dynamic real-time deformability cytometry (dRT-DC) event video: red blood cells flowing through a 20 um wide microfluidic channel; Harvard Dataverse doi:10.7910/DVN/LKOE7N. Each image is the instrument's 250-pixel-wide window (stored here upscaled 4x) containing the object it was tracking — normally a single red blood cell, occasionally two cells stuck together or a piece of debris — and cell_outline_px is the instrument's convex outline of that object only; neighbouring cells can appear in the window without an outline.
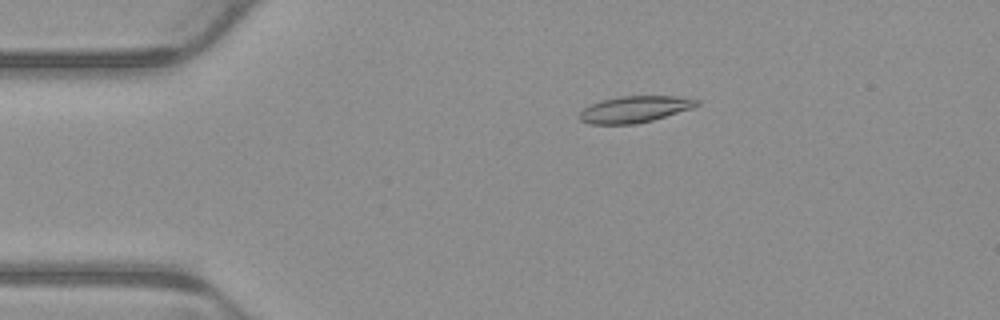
{"species": "common noctule bat (a hibernating species)", "species_latin": "Nyctalus noctula", "temperature_condition": "warm", "stored_images_in_passage": 4, "camera_frame_rate_fps": 3000, "um_per_image_px": 0.085, "animal": {"sex": "male", "body_mass_g": 23.1, "forearm_length_mm": 52.7}, "frame": {"image": 1, "passage_image": 2, "time_ms": 0.333, "image_size_px": [1000, 320], "cell_outline_px": [[700, 104], [692, 108], [652, 120], [636, 124], [588, 124], [580, 120], [580, 112], [584, 108], [592, 104], [604, 100], [620, 96], [676, 96], [700, 100]], "centroid_in_image_um": [53.96, 9.29], "position_along_channel_um": 31.0, "area_um2": 17.92}}
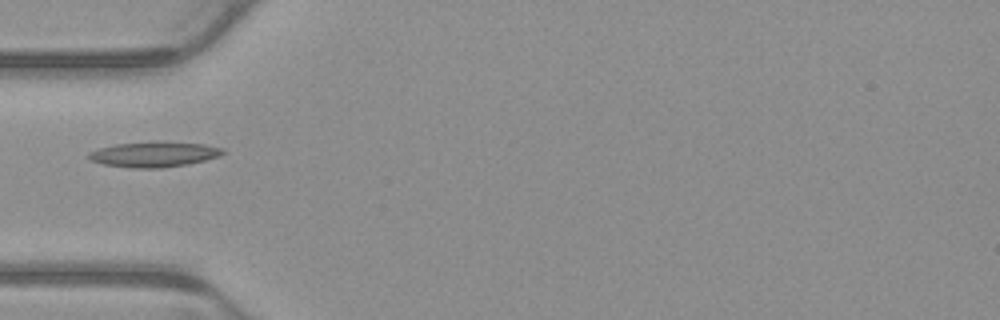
{"frame": {"image": 2, "passage_image": 4, "time_ms": 1.0, "image_size_px": [1000, 320], "cell_outline_px": [[228, 152], [220, 156], [188, 164], [160, 168], [132, 168], [104, 164], [92, 160], [88, 156], [88, 152], [100, 148], [116, 144], [156, 140], [160, 140], [204, 144], [224, 148]], "centroid_in_image_um": [13.16, 13.09], "position_along_channel_um": 71.8, "area_um2": 20.11}}